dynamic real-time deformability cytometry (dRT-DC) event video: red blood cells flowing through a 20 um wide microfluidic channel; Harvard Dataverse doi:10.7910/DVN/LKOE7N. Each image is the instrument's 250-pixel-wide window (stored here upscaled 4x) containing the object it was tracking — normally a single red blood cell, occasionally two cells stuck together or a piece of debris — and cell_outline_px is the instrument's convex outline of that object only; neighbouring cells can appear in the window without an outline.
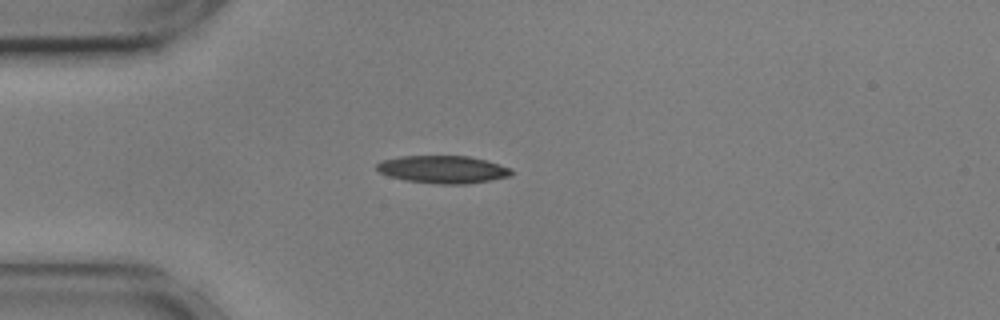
{"species": "common noctule bat (a hibernating species)", "species_latin": "Nyctalus noctula", "temperature_condition": "cold", "stored_images_in_passage": 42, "camera_frame_rate_fps": 3000, "um_per_image_px": 0.085, "animal": {"sex": "male", "body_mass_g": 17.9, "forearm_length_mm": 54.2}, "frame": {"image": 1, "passage_image": 1, "time_ms": 0.0, "image_size_px": [1000, 320], "cell_outline_px": [[512, 176], [468, 184], [440, 184], [404, 180], [388, 176], [380, 172], [376, 168], [376, 164], [380, 160], [400, 156], [468, 156], [484, 160], [512, 168]], "centroid_in_image_um": [37.63, 14.4], "position_along_channel_um": 47.4, "area_um2": 21.73}}
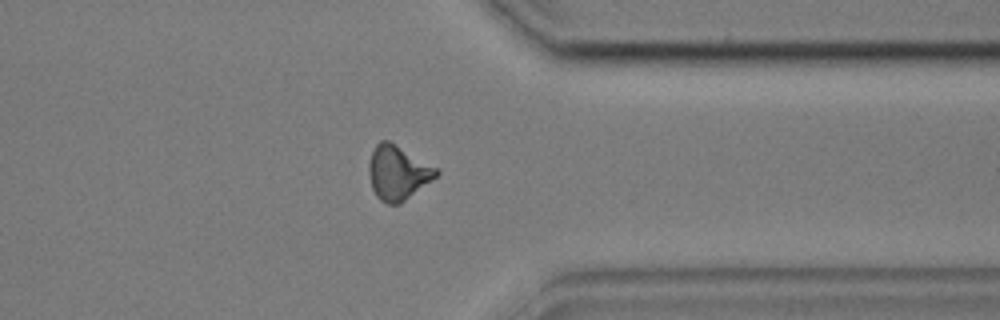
{"frame": {"image": 2, "passage_image": 30, "time_ms": 9.667, "image_size_px": [1000, 320], "cell_outline_px": [[440, 172], [432, 180], [400, 204], [388, 204], [380, 200], [376, 196], [372, 188], [368, 172], [368, 164], [372, 152], [376, 144], [380, 140], [388, 140], [436, 168]], "centroid_in_image_um": [33.78, 14.69], "position_along_channel_um": 377.6, "area_um2": 21.04}}
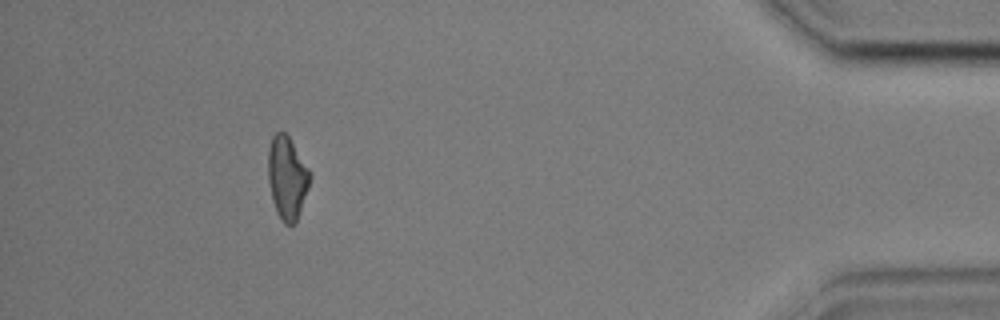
{"frame": {"image": 3, "passage_image": 37, "time_ms": 12.0, "image_size_px": [1000, 320], "cell_outline_px": [[312, 176], [296, 224], [284, 224], [276, 212], [272, 200], [268, 180], [268, 148], [272, 136], [276, 132], [284, 132], [288, 136], [312, 172]], "centroid_in_image_um": [24.41, 15.11], "position_along_channel_um": 410.8, "area_um2": 20.4}, "authors_computed_cell_mechanics": {"area_um2": 20.7791, "velocity_mm_per_s": 3.611, "shape_relaxation_time_tau1_ms": 6.5133, "shape_relaxation_time_tau2_ms": null, "deformation_change_tau1": 0.146, "deformation_change_tau2": null}}